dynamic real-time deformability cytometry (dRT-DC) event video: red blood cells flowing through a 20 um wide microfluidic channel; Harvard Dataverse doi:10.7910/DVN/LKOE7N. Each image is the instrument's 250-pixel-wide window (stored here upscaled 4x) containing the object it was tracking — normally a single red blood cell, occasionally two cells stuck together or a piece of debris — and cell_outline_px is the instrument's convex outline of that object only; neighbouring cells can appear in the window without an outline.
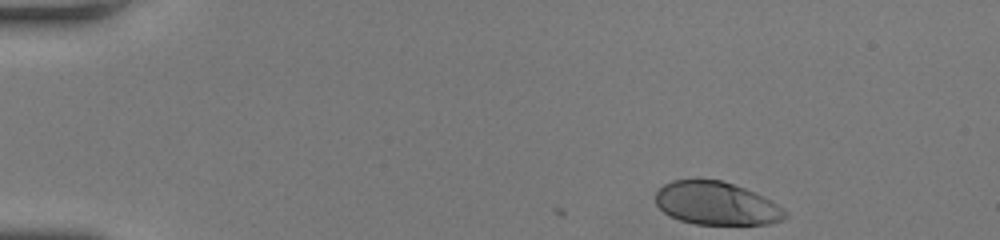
{"species": "human", "species_latin": "Homo sapiens", "temperature_condition": "room temperature", "stored_images_in_passage": 37, "camera_frame_rate_fps": 3000, "um_per_image_px": 0.085, "donor": {"sex": "female"}, "frame": {"image": 1, "passage_image": 1, "time_ms": 0.0, "image_size_px": [1000, 240], "cell_outline_px": [[788, 216], [784, 220], [768, 224], [696, 224], [680, 220], [668, 216], [656, 204], [656, 192], [664, 184], [672, 180], [720, 180], [744, 188], [764, 196], [788, 212]], "centroid_in_image_um": [60.9, 17.3], "position_along_channel_um": 24.1, "area_um2": 32.43}}
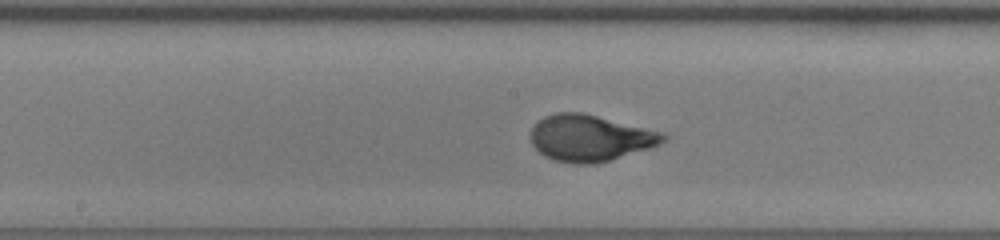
{"frame": {"image": 2, "passage_image": 21, "time_ms": 6.667, "image_size_px": [1000, 240], "cell_outline_px": [[668, 140], [660, 144], [648, 148], [608, 160], [592, 164], [576, 164], [556, 160], [544, 156], [532, 144], [528, 136], [532, 128], [544, 116], [556, 112], [584, 112], [664, 132], [668, 136]], "centroid_in_image_um": [50.16, 11.71], "position_along_channel_um": 198.0, "area_um2": 35.89}}
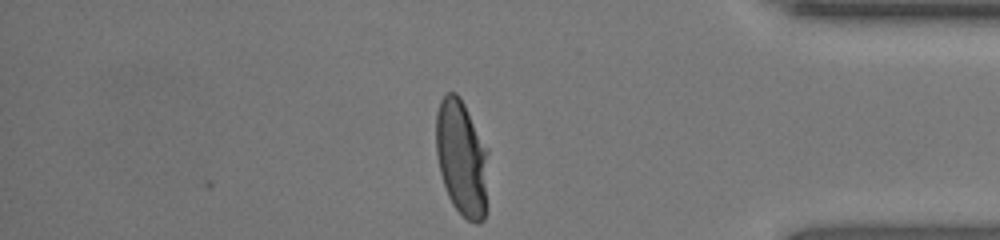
{"frame": {"image": 3, "passage_image": 37, "time_ms": 12.0, "image_size_px": [1000, 240], "cell_outline_px": [[488, 152], [484, 220], [476, 224], [468, 220], [452, 204], [448, 196], [440, 172], [436, 152], [436, 112], [440, 100], [448, 92], [456, 92], [460, 96], [488, 148]], "centroid_in_image_um": [39.24, 13.38], "position_along_channel_um": 396.0, "area_um2": 35.32}, "authors_computed_cell_mechanics": {"area_um2": 34.7956, "velocity_mm_per_s": 4.1414, "shape_relaxation_time_tau1_ms": 3.2693, "shape_relaxation_time_tau2_ms": null, "deformation_change_tau1": 0.2023, "deformation_change_tau2": null}}